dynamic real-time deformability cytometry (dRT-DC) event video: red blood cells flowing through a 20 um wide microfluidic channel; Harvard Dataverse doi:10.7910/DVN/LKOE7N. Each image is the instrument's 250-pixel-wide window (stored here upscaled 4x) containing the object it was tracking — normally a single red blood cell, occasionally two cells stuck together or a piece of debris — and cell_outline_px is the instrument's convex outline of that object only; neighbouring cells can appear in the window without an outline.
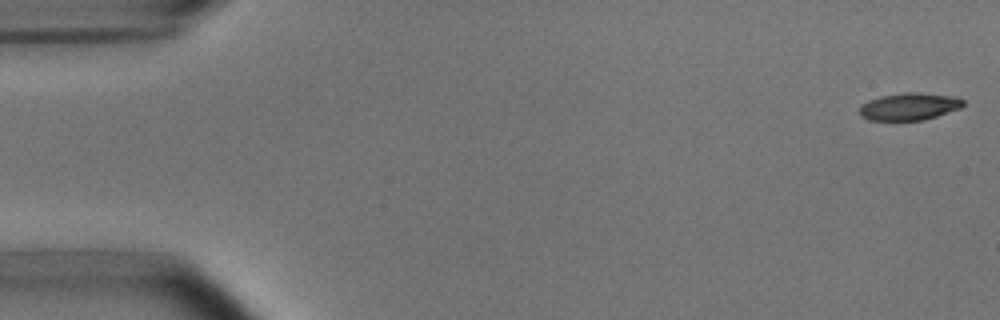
{"species": "common noctule bat (a hibernating species)", "species_latin": "Nyctalus noctula", "temperature_condition": "room temperature", "stored_images_in_passage": 7, "camera_frame_rate_fps": 3000, "um_per_image_px": 0.085, "animal": {"sex": "male", "body_mass_g": 15.6}, "frame": {"image": 1, "passage_image": 1, "time_ms": 0.0, "image_size_px": [1000, 320], "cell_outline_px": [[964, 104], [960, 108], [924, 120], [868, 120], [860, 116], [860, 104], [868, 100], [880, 96], [904, 92], [916, 92], [956, 96], [964, 100]], "centroid_in_image_um": [77.27, 9.04], "position_along_channel_um": 7.7, "area_um2": 16.59}}